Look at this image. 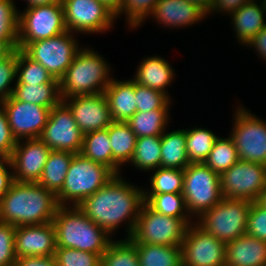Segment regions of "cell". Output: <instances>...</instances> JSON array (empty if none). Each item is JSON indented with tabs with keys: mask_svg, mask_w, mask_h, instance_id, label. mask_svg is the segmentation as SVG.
Returning a JSON list of instances; mask_svg holds the SVG:
<instances>
[{
	"mask_svg": "<svg viewBox=\"0 0 266 266\" xmlns=\"http://www.w3.org/2000/svg\"><path fill=\"white\" fill-rule=\"evenodd\" d=\"M121 176V174L116 175L77 207L110 235H113L112 232L125 222L126 238H130L144 204V194L143 188L132 185Z\"/></svg>",
	"mask_w": 266,
	"mask_h": 266,
	"instance_id": "obj_1",
	"label": "cell"
},
{
	"mask_svg": "<svg viewBox=\"0 0 266 266\" xmlns=\"http://www.w3.org/2000/svg\"><path fill=\"white\" fill-rule=\"evenodd\" d=\"M58 207L56 195L42 185L14 180L0 199V222L15 227L46 224Z\"/></svg>",
	"mask_w": 266,
	"mask_h": 266,
	"instance_id": "obj_2",
	"label": "cell"
},
{
	"mask_svg": "<svg viewBox=\"0 0 266 266\" xmlns=\"http://www.w3.org/2000/svg\"><path fill=\"white\" fill-rule=\"evenodd\" d=\"M52 223L57 248H74L101 257L113 241L106 230L95 224L77 206H59Z\"/></svg>",
	"mask_w": 266,
	"mask_h": 266,
	"instance_id": "obj_3",
	"label": "cell"
},
{
	"mask_svg": "<svg viewBox=\"0 0 266 266\" xmlns=\"http://www.w3.org/2000/svg\"><path fill=\"white\" fill-rule=\"evenodd\" d=\"M110 70L101 55L91 48L82 47L59 80L61 99L104 93L112 79Z\"/></svg>",
	"mask_w": 266,
	"mask_h": 266,
	"instance_id": "obj_4",
	"label": "cell"
},
{
	"mask_svg": "<svg viewBox=\"0 0 266 266\" xmlns=\"http://www.w3.org/2000/svg\"><path fill=\"white\" fill-rule=\"evenodd\" d=\"M116 174L107 166L94 162L80 153L74 154L63 187L56 195L59 206H78L96 193ZM70 201V202H69Z\"/></svg>",
	"mask_w": 266,
	"mask_h": 266,
	"instance_id": "obj_5",
	"label": "cell"
},
{
	"mask_svg": "<svg viewBox=\"0 0 266 266\" xmlns=\"http://www.w3.org/2000/svg\"><path fill=\"white\" fill-rule=\"evenodd\" d=\"M251 203L222 197L214 207L194 221L216 239L228 243L246 234Z\"/></svg>",
	"mask_w": 266,
	"mask_h": 266,
	"instance_id": "obj_6",
	"label": "cell"
},
{
	"mask_svg": "<svg viewBox=\"0 0 266 266\" xmlns=\"http://www.w3.org/2000/svg\"><path fill=\"white\" fill-rule=\"evenodd\" d=\"M191 223L190 218H174L154 212L144 203L129 239L133 243L181 246Z\"/></svg>",
	"mask_w": 266,
	"mask_h": 266,
	"instance_id": "obj_7",
	"label": "cell"
},
{
	"mask_svg": "<svg viewBox=\"0 0 266 266\" xmlns=\"http://www.w3.org/2000/svg\"><path fill=\"white\" fill-rule=\"evenodd\" d=\"M183 172L182 194L190 216L196 220L222 199L220 177L204 163H190Z\"/></svg>",
	"mask_w": 266,
	"mask_h": 266,
	"instance_id": "obj_8",
	"label": "cell"
},
{
	"mask_svg": "<svg viewBox=\"0 0 266 266\" xmlns=\"http://www.w3.org/2000/svg\"><path fill=\"white\" fill-rule=\"evenodd\" d=\"M80 49L74 33L66 31L54 37L28 43L22 51L40 63L54 79L60 80Z\"/></svg>",
	"mask_w": 266,
	"mask_h": 266,
	"instance_id": "obj_9",
	"label": "cell"
},
{
	"mask_svg": "<svg viewBox=\"0 0 266 266\" xmlns=\"http://www.w3.org/2000/svg\"><path fill=\"white\" fill-rule=\"evenodd\" d=\"M67 31L62 4L28 7L19 13L18 49Z\"/></svg>",
	"mask_w": 266,
	"mask_h": 266,
	"instance_id": "obj_10",
	"label": "cell"
},
{
	"mask_svg": "<svg viewBox=\"0 0 266 266\" xmlns=\"http://www.w3.org/2000/svg\"><path fill=\"white\" fill-rule=\"evenodd\" d=\"M234 123L229 135L235 144L239 160L260 163L266 166V122L237 107Z\"/></svg>",
	"mask_w": 266,
	"mask_h": 266,
	"instance_id": "obj_11",
	"label": "cell"
},
{
	"mask_svg": "<svg viewBox=\"0 0 266 266\" xmlns=\"http://www.w3.org/2000/svg\"><path fill=\"white\" fill-rule=\"evenodd\" d=\"M219 177L222 197L255 202L266 187V166L239 160Z\"/></svg>",
	"mask_w": 266,
	"mask_h": 266,
	"instance_id": "obj_12",
	"label": "cell"
},
{
	"mask_svg": "<svg viewBox=\"0 0 266 266\" xmlns=\"http://www.w3.org/2000/svg\"><path fill=\"white\" fill-rule=\"evenodd\" d=\"M67 31L78 33H105L113 28L116 15L99 0H63Z\"/></svg>",
	"mask_w": 266,
	"mask_h": 266,
	"instance_id": "obj_13",
	"label": "cell"
},
{
	"mask_svg": "<svg viewBox=\"0 0 266 266\" xmlns=\"http://www.w3.org/2000/svg\"><path fill=\"white\" fill-rule=\"evenodd\" d=\"M195 223V224H194ZM226 243L191 223L181 243L182 266H225Z\"/></svg>",
	"mask_w": 266,
	"mask_h": 266,
	"instance_id": "obj_14",
	"label": "cell"
},
{
	"mask_svg": "<svg viewBox=\"0 0 266 266\" xmlns=\"http://www.w3.org/2000/svg\"><path fill=\"white\" fill-rule=\"evenodd\" d=\"M83 135L71 110L61 101L50 110L46 126L39 138L50 150L77 154L80 153L82 147Z\"/></svg>",
	"mask_w": 266,
	"mask_h": 266,
	"instance_id": "obj_15",
	"label": "cell"
},
{
	"mask_svg": "<svg viewBox=\"0 0 266 266\" xmlns=\"http://www.w3.org/2000/svg\"><path fill=\"white\" fill-rule=\"evenodd\" d=\"M2 103L17 141L40 137L49 117L48 107L19 101L12 95Z\"/></svg>",
	"mask_w": 266,
	"mask_h": 266,
	"instance_id": "obj_16",
	"label": "cell"
},
{
	"mask_svg": "<svg viewBox=\"0 0 266 266\" xmlns=\"http://www.w3.org/2000/svg\"><path fill=\"white\" fill-rule=\"evenodd\" d=\"M50 151L40 138L17 141L9 157L14 180L38 183Z\"/></svg>",
	"mask_w": 266,
	"mask_h": 266,
	"instance_id": "obj_17",
	"label": "cell"
},
{
	"mask_svg": "<svg viewBox=\"0 0 266 266\" xmlns=\"http://www.w3.org/2000/svg\"><path fill=\"white\" fill-rule=\"evenodd\" d=\"M62 101L83 134L106 129L113 122L104 93L73 96Z\"/></svg>",
	"mask_w": 266,
	"mask_h": 266,
	"instance_id": "obj_18",
	"label": "cell"
},
{
	"mask_svg": "<svg viewBox=\"0 0 266 266\" xmlns=\"http://www.w3.org/2000/svg\"><path fill=\"white\" fill-rule=\"evenodd\" d=\"M14 244L16 258L54 256L57 248L54 224L16 227Z\"/></svg>",
	"mask_w": 266,
	"mask_h": 266,
	"instance_id": "obj_19",
	"label": "cell"
},
{
	"mask_svg": "<svg viewBox=\"0 0 266 266\" xmlns=\"http://www.w3.org/2000/svg\"><path fill=\"white\" fill-rule=\"evenodd\" d=\"M166 27H187L200 22L206 14L187 0H158L150 15Z\"/></svg>",
	"mask_w": 266,
	"mask_h": 266,
	"instance_id": "obj_20",
	"label": "cell"
},
{
	"mask_svg": "<svg viewBox=\"0 0 266 266\" xmlns=\"http://www.w3.org/2000/svg\"><path fill=\"white\" fill-rule=\"evenodd\" d=\"M225 266H266V241L243 234L226 243Z\"/></svg>",
	"mask_w": 266,
	"mask_h": 266,
	"instance_id": "obj_21",
	"label": "cell"
},
{
	"mask_svg": "<svg viewBox=\"0 0 266 266\" xmlns=\"http://www.w3.org/2000/svg\"><path fill=\"white\" fill-rule=\"evenodd\" d=\"M264 14H266V0H261L260 4L256 0H250L229 14L232 18L235 35L241 44L249 43L257 33L266 27Z\"/></svg>",
	"mask_w": 266,
	"mask_h": 266,
	"instance_id": "obj_22",
	"label": "cell"
},
{
	"mask_svg": "<svg viewBox=\"0 0 266 266\" xmlns=\"http://www.w3.org/2000/svg\"><path fill=\"white\" fill-rule=\"evenodd\" d=\"M110 115L114 122H127L136 113L135 82L115 80L113 77L106 87Z\"/></svg>",
	"mask_w": 266,
	"mask_h": 266,
	"instance_id": "obj_23",
	"label": "cell"
},
{
	"mask_svg": "<svg viewBox=\"0 0 266 266\" xmlns=\"http://www.w3.org/2000/svg\"><path fill=\"white\" fill-rule=\"evenodd\" d=\"M142 60L132 80L139 85L161 91L170 98L166 87L175 78L173 67L166 59L157 55Z\"/></svg>",
	"mask_w": 266,
	"mask_h": 266,
	"instance_id": "obj_24",
	"label": "cell"
},
{
	"mask_svg": "<svg viewBox=\"0 0 266 266\" xmlns=\"http://www.w3.org/2000/svg\"><path fill=\"white\" fill-rule=\"evenodd\" d=\"M108 136L112 148V171L119 175V167L132 159L137 136L126 122L114 121L108 127Z\"/></svg>",
	"mask_w": 266,
	"mask_h": 266,
	"instance_id": "obj_25",
	"label": "cell"
},
{
	"mask_svg": "<svg viewBox=\"0 0 266 266\" xmlns=\"http://www.w3.org/2000/svg\"><path fill=\"white\" fill-rule=\"evenodd\" d=\"M190 164L186 150V130L161 135V167L184 170Z\"/></svg>",
	"mask_w": 266,
	"mask_h": 266,
	"instance_id": "obj_26",
	"label": "cell"
},
{
	"mask_svg": "<svg viewBox=\"0 0 266 266\" xmlns=\"http://www.w3.org/2000/svg\"><path fill=\"white\" fill-rule=\"evenodd\" d=\"M73 157L72 152L51 150L38 184L57 195L63 187Z\"/></svg>",
	"mask_w": 266,
	"mask_h": 266,
	"instance_id": "obj_27",
	"label": "cell"
},
{
	"mask_svg": "<svg viewBox=\"0 0 266 266\" xmlns=\"http://www.w3.org/2000/svg\"><path fill=\"white\" fill-rule=\"evenodd\" d=\"M12 96L23 102L48 107L50 110L62 99L59 84H15Z\"/></svg>",
	"mask_w": 266,
	"mask_h": 266,
	"instance_id": "obj_28",
	"label": "cell"
},
{
	"mask_svg": "<svg viewBox=\"0 0 266 266\" xmlns=\"http://www.w3.org/2000/svg\"><path fill=\"white\" fill-rule=\"evenodd\" d=\"M134 244L140 266H182L181 246Z\"/></svg>",
	"mask_w": 266,
	"mask_h": 266,
	"instance_id": "obj_29",
	"label": "cell"
},
{
	"mask_svg": "<svg viewBox=\"0 0 266 266\" xmlns=\"http://www.w3.org/2000/svg\"><path fill=\"white\" fill-rule=\"evenodd\" d=\"M169 110H152L136 112L126 123L133 133L139 137L161 136L169 123Z\"/></svg>",
	"mask_w": 266,
	"mask_h": 266,
	"instance_id": "obj_30",
	"label": "cell"
},
{
	"mask_svg": "<svg viewBox=\"0 0 266 266\" xmlns=\"http://www.w3.org/2000/svg\"><path fill=\"white\" fill-rule=\"evenodd\" d=\"M80 154L112 170V148L108 127L84 134Z\"/></svg>",
	"mask_w": 266,
	"mask_h": 266,
	"instance_id": "obj_31",
	"label": "cell"
},
{
	"mask_svg": "<svg viewBox=\"0 0 266 266\" xmlns=\"http://www.w3.org/2000/svg\"><path fill=\"white\" fill-rule=\"evenodd\" d=\"M130 163L144 171L161 167V136L137 138Z\"/></svg>",
	"mask_w": 266,
	"mask_h": 266,
	"instance_id": "obj_32",
	"label": "cell"
},
{
	"mask_svg": "<svg viewBox=\"0 0 266 266\" xmlns=\"http://www.w3.org/2000/svg\"><path fill=\"white\" fill-rule=\"evenodd\" d=\"M144 203L154 212L166 216L193 219L182 193L144 194Z\"/></svg>",
	"mask_w": 266,
	"mask_h": 266,
	"instance_id": "obj_33",
	"label": "cell"
},
{
	"mask_svg": "<svg viewBox=\"0 0 266 266\" xmlns=\"http://www.w3.org/2000/svg\"><path fill=\"white\" fill-rule=\"evenodd\" d=\"M218 136L209 129H186V150L190 163H204Z\"/></svg>",
	"mask_w": 266,
	"mask_h": 266,
	"instance_id": "obj_34",
	"label": "cell"
},
{
	"mask_svg": "<svg viewBox=\"0 0 266 266\" xmlns=\"http://www.w3.org/2000/svg\"><path fill=\"white\" fill-rule=\"evenodd\" d=\"M238 161L237 149L233 139L229 136L227 138L218 137L204 164L220 175Z\"/></svg>",
	"mask_w": 266,
	"mask_h": 266,
	"instance_id": "obj_35",
	"label": "cell"
},
{
	"mask_svg": "<svg viewBox=\"0 0 266 266\" xmlns=\"http://www.w3.org/2000/svg\"><path fill=\"white\" fill-rule=\"evenodd\" d=\"M17 81L15 84H59V80L40 65L18 49Z\"/></svg>",
	"mask_w": 266,
	"mask_h": 266,
	"instance_id": "obj_36",
	"label": "cell"
},
{
	"mask_svg": "<svg viewBox=\"0 0 266 266\" xmlns=\"http://www.w3.org/2000/svg\"><path fill=\"white\" fill-rule=\"evenodd\" d=\"M101 266H140L136 245L129 238L112 241L101 256Z\"/></svg>",
	"mask_w": 266,
	"mask_h": 266,
	"instance_id": "obj_37",
	"label": "cell"
},
{
	"mask_svg": "<svg viewBox=\"0 0 266 266\" xmlns=\"http://www.w3.org/2000/svg\"><path fill=\"white\" fill-rule=\"evenodd\" d=\"M149 179L151 189L143 190V194L183 192L184 172L181 169L159 167Z\"/></svg>",
	"mask_w": 266,
	"mask_h": 266,
	"instance_id": "obj_38",
	"label": "cell"
},
{
	"mask_svg": "<svg viewBox=\"0 0 266 266\" xmlns=\"http://www.w3.org/2000/svg\"><path fill=\"white\" fill-rule=\"evenodd\" d=\"M136 112L169 110L171 99L161 91L151 89L135 82Z\"/></svg>",
	"mask_w": 266,
	"mask_h": 266,
	"instance_id": "obj_39",
	"label": "cell"
},
{
	"mask_svg": "<svg viewBox=\"0 0 266 266\" xmlns=\"http://www.w3.org/2000/svg\"><path fill=\"white\" fill-rule=\"evenodd\" d=\"M14 0H0V41H18L19 11Z\"/></svg>",
	"mask_w": 266,
	"mask_h": 266,
	"instance_id": "obj_40",
	"label": "cell"
},
{
	"mask_svg": "<svg viewBox=\"0 0 266 266\" xmlns=\"http://www.w3.org/2000/svg\"><path fill=\"white\" fill-rule=\"evenodd\" d=\"M54 259L56 266H101L98 254L74 248H56Z\"/></svg>",
	"mask_w": 266,
	"mask_h": 266,
	"instance_id": "obj_41",
	"label": "cell"
},
{
	"mask_svg": "<svg viewBox=\"0 0 266 266\" xmlns=\"http://www.w3.org/2000/svg\"><path fill=\"white\" fill-rule=\"evenodd\" d=\"M158 0H123L121 12L118 14L126 15V21L130 28H136L144 23L146 18L155 9Z\"/></svg>",
	"mask_w": 266,
	"mask_h": 266,
	"instance_id": "obj_42",
	"label": "cell"
},
{
	"mask_svg": "<svg viewBox=\"0 0 266 266\" xmlns=\"http://www.w3.org/2000/svg\"><path fill=\"white\" fill-rule=\"evenodd\" d=\"M18 49H15L8 57L0 59V102L7 100L13 93L14 87H10L17 77Z\"/></svg>",
	"mask_w": 266,
	"mask_h": 266,
	"instance_id": "obj_43",
	"label": "cell"
},
{
	"mask_svg": "<svg viewBox=\"0 0 266 266\" xmlns=\"http://www.w3.org/2000/svg\"><path fill=\"white\" fill-rule=\"evenodd\" d=\"M15 230V226L0 222V266L15 264Z\"/></svg>",
	"mask_w": 266,
	"mask_h": 266,
	"instance_id": "obj_44",
	"label": "cell"
},
{
	"mask_svg": "<svg viewBox=\"0 0 266 266\" xmlns=\"http://www.w3.org/2000/svg\"><path fill=\"white\" fill-rule=\"evenodd\" d=\"M246 234L266 241V208L257 201L251 203Z\"/></svg>",
	"mask_w": 266,
	"mask_h": 266,
	"instance_id": "obj_45",
	"label": "cell"
},
{
	"mask_svg": "<svg viewBox=\"0 0 266 266\" xmlns=\"http://www.w3.org/2000/svg\"><path fill=\"white\" fill-rule=\"evenodd\" d=\"M17 140L12 134L3 103L0 102V157H10Z\"/></svg>",
	"mask_w": 266,
	"mask_h": 266,
	"instance_id": "obj_46",
	"label": "cell"
},
{
	"mask_svg": "<svg viewBox=\"0 0 266 266\" xmlns=\"http://www.w3.org/2000/svg\"><path fill=\"white\" fill-rule=\"evenodd\" d=\"M11 169L10 158L0 157V199L7 193L14 182L13 172H10Z\"/></svg>",
	"mask_w": 266,
	"mask_h": 266,
	"instance_id": "obj_47",
	"label": "cell"
},
{
	"mask_svg": "<svg viewBox=\"0 0 266 266\" xmlns=\"http://www.w3.org/2000/svg\"><path fill=\"white\" fill-rule=\"evenodd\" d=\"M250 0H213L209 14L219 11L223 13H231L241 8L244 4H247Z\"/></svg>",
	"mask_w": 266,
	"mask_h": 266,
	"instance_id": "obj_48",
	"label": "cell"
},
{
	"mask_svg": "<svg viewBox=\"0 0 266 266\" xmlns=\"http://www.w3.org/2000/svg\"><path fill=\"white\" fill-rule=\"evenodd\" d=\"M13 266H56L54 256L21 257Z\"/></svg>",
	"mask_w": 266,
	"mask_h": 266,
	"instance_id": "obj_49",
	"label": "cell"
},
{
	"mask_svg": "<svg viewBox=\"0 0 266 266\" xmlns=\"http://www.w3.org/2000/svg\"><path fill=\"white\" fill-rule=\"evenodd\" d=\"M255 48V51L258 52L260 57L263 60H266V27L263 28L255 37L246 44V47Z\"/></svg>",
	"mask_w": 266,
	"mask_h": 266,
	"instance_id": "obj_50",
	"label": "cell"
},
{
	"mask_svg": "<svg viewBox=\"0 0 266 266\" xmlns=\"http://www.w3.org/2000/svg\"><path fill=\"white\" fill-rule=\"evenodd\" d=\"M15 49H18V41H0V59L8 57Z\"/></svg>",
	"mask_w": 266,
	"mask_h": 266,
	"instance_id": "obj_51",
	"label": "cell"
},
{
	"mask_svg": "<svg viewBox=\"0 0 266 266\" xmlns=\"http://www.w3.org/2000/svg\"><path fill=\"white\" fill-rule=\"evenodd\" d=\"M99 1L103 3L109 10H111L116 15V18L118 17V14L121 12L123 0H99Z\"/></svg>",
	"mask_w": 266,
	"mask_h": 266,
	"instance_id": "obj_52",
	"label": "cell"
},
{
	"mask_svg": "<svg viewBox=\"0 0 266 266\" xmlns=\"http://www.w3.org/2000/svg\"><path fill=\"white\" fill-rule=\"evenodd\" d=\"M200 8L206 15L209 14L213 0H187Z\"/></svg>",
	"mask_w": 266,
	"mask_h": 266,
	"instance_id": "obj_53",
	"label": "cell"
},
{
	"mask_svg": "<svg viewBox=\"0 0 266 266\" xmlns=\"http://www.w3.org/2000/svg\"><path fill=\"white\" fill-rule=\"evenodd\" d=\"M25 1L27 2V8L38 5L62 4L61 0H25Z\"/></svg>",
	"mask_w": 266,
	"mask_h": 266,
	"instance_id": "obj_54",
	"label": "cell"
},
{
	"mask_svg": "<svg viewBox=\"0 0 266 266\" xmlns=\"http://www.w3.org/2000/svg\"><path fill=\"white\" fill-rule=\"evenodd\" d=\"M257 202L262 205L264 208H266V187L265 189L261 192V195L259 196V199Z\"/></svg>",
	"mask_w": 266,
	"mask_h": 266,
	"instance_id": "obj_55",
	"label": "cell"
}]
</instances>
